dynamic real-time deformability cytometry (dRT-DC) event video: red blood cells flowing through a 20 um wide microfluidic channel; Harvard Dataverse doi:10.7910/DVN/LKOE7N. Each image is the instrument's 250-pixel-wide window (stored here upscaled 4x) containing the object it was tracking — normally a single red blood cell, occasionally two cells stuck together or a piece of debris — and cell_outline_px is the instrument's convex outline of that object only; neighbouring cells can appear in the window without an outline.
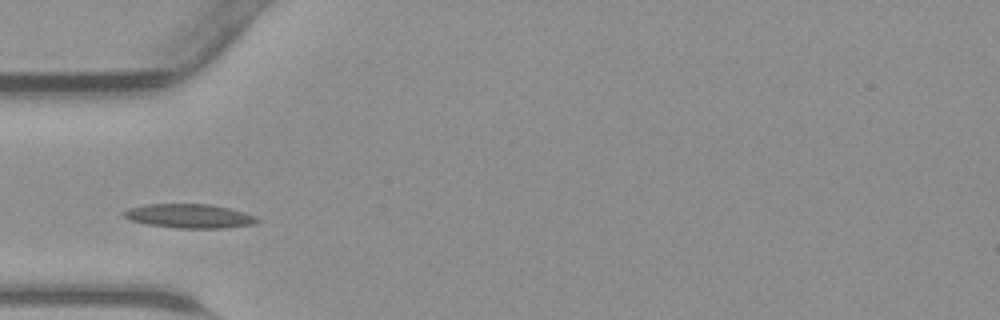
{"species": "common noctule bat (a hibernating species)", "species_latin": "Nyctalus noctula", "temperature_condition": "warm", "stored_images_in_passage": 24, "camera_frame_rate_fps": 3000, "um_per_image_px": 0.085, "animal": {"sex": "male", "body_mass_g": 23.1, "forearm_length_mm": 52.7}, "frame": {"image": 1, "passage_image": 1, "time_ms": 0.0, "image_size_px": [1000, 320], "cell_outline_px": [[260, 220], [256, 224], [228, 228], [176, 228], [148, 224], [132, 220], [124, 216], [120, 212], [128, 208], [144, 204], [212, 204], [244, 212], [256, 216]], "centroid_in_image_um": [16.12, 18.36], "position_along_channel_um": 68.9, "area_um2": 18.84}}
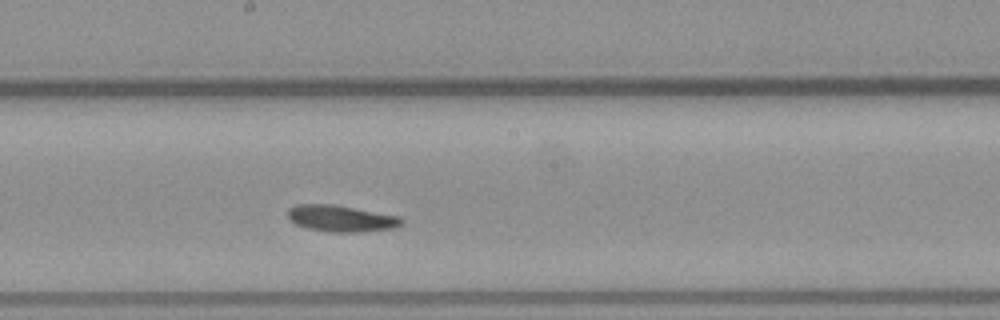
{"frame": {"image": 2, "passage_image": 11, "time_ms": 3.333, "image_size_px": [1000, 320], "cell_outline_px": [[404, 224], [392, 228], [360, 232], [328, 232], [308, 228], [296, 224], [288, 220], [288, 208], [296, 204], [332, 204], [400, 216], [404, 220]], "centroid_in_image_um": [28.98, 18.57], "position_along_channel_um": 219.2, "area_um2": 17.63}}
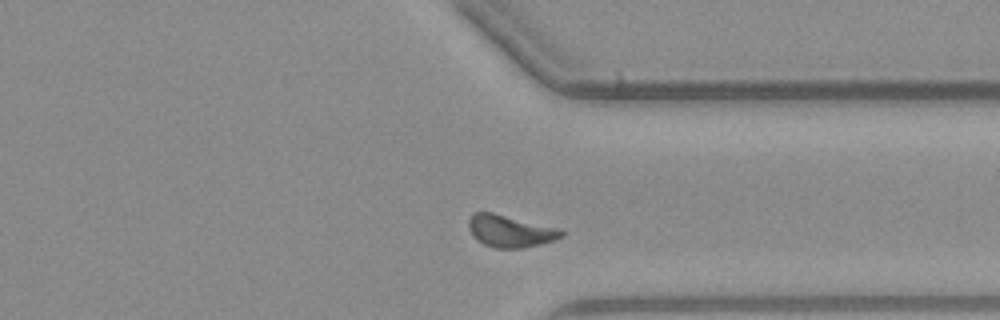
{"frame": {"image": 3, "passage_image": 21, "time_ms": 6.667, "image_size_px": [1000, 320], "cell_outline_px": [[564, 236], [556, 240], [524, 248], [496, 248], [484, 244], [476, 240], [472, 236], [468, 228], [468, 220], [472, 212], [492, 212], [560, 228], [564, 232]], "centroid_in_image_um": [43.36, 19.64], "position_along_channel_um": 368.0, "area_um2": 17.63}}